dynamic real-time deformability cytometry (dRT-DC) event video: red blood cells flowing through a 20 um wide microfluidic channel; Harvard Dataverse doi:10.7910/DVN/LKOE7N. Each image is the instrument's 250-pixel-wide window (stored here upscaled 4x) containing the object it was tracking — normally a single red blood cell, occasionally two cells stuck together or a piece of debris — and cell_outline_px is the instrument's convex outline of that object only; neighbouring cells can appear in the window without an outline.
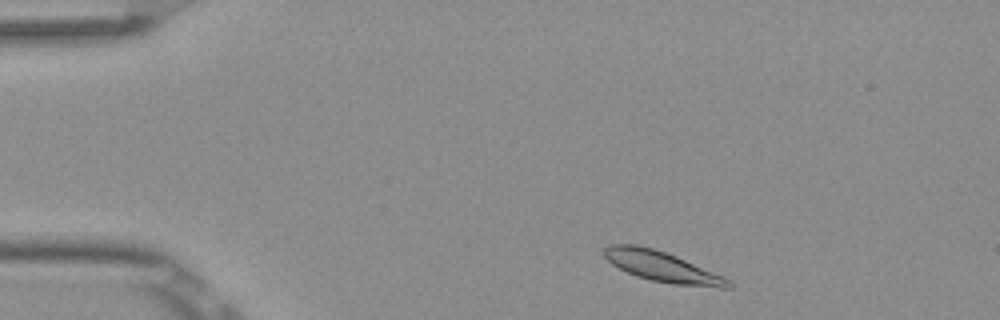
{"species": "Egyptian fruit bat (a non-hibernating species)", "species_latin": "Rousettus aegyptiacus", "temperature_condition": "room temperature", "stored_images_in_passage": 2, "camera_frame_rate_fps": 3000, "um_per_image_px": 0.085, "frame": {"image": 1, "passage_image": 1, "time_ms": 0.0, "image_size_px": [1000, 320], "cell_outline_px": [[732, 288], [720, 288], [672, 284], [652, 280], [636, 276], [612, 264], [604, 256], [604, 248], [612, 244], [636, 244], [652, 248], [676, 256], [724, 276], [732, 284]], "centroid_in_image_um": [56.3, 22.67], "position_along_channel_um": 28.7, "area_um2": 21.79}}